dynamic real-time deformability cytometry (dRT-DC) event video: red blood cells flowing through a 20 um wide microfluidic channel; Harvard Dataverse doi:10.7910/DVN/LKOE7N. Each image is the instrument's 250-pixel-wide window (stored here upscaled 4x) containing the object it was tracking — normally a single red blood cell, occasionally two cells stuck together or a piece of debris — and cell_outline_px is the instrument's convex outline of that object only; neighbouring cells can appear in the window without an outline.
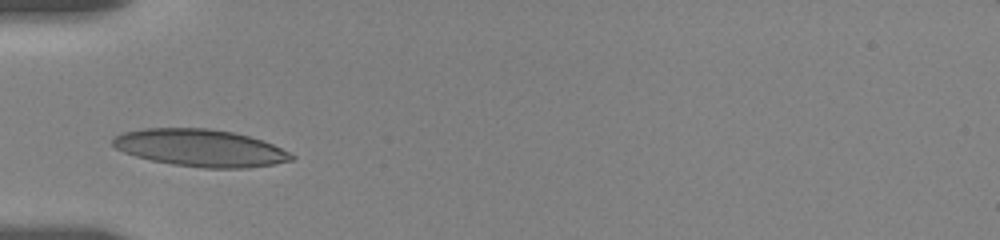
{"species": "human", "species_latin": "Homo sapiens", "temperature_condition": "room temperature", "stored_images_in_passage": 21, "camera_frame_rate_fps": 3000, "um_per_image_px": 0.085, "donor": {"sex": "female"}, "frame": {"image": 1, "passage_image": 1, "time_ms": 0.0, "image_size_px": [1000, 240], "cell_outline_px": [[296, 156], [292, 160], [272, 164], [248, 168], [204, 168], [172, 164], [152, 160], [136, 156], [124, 152], [116, 148], [112, 144], [112, 140], [120, 132], [144, 128], [208, 128], [232, 132], [248, 136], [272, 144]], "centroid_in_image_um": [16.99, 12.57], "position_along_channel_um": 68.0, "area_um2": 38.55}}
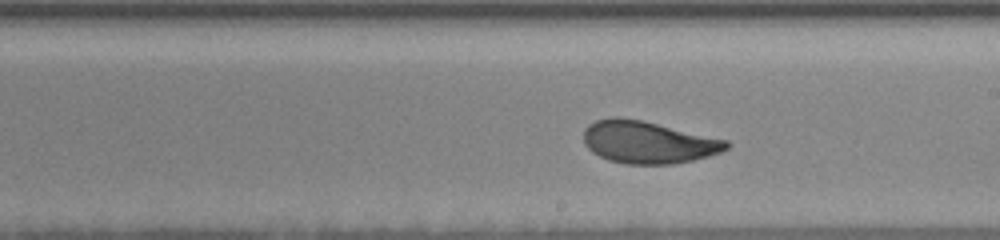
{"frame": {"image": 2, "passage_image": 12, "time_ms": 4.667, "image_size_px": [1000, 240], "cell_outline_px": [[732, 144], [728, 148], [720, 152], [708, 156], [692, 160], [672, 164], [624, 164], [608, 160], [592, 152], [584, 144], [584, 128], [588, 124], [596, 120], [612, 116], [616, 116], [644, 120], [728, 140]], "centroid_in_image_um": [55.07, 12.07], "position_along_channel_um": 233.9, "area_um2": 35.55}}
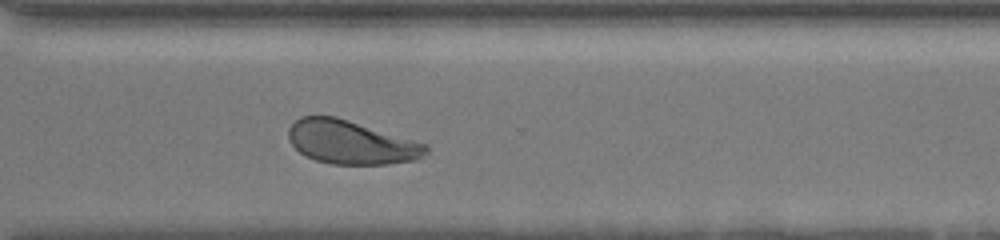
{"frame": {"image": 3, "passage_image": 21, "time_ms": 7.667, "image_size_px": [1000, 240], "cell_outline_px": [[428, 152], [424, 156], [412, 160], [388, 164], [332, 164], [316, 160], [300, 152], [288, 140], [288, 128], [300, 116], [336, 116], [428, 144]], "centroid_in_image_um": [29.84, 12.09], "position_along_channel_um": 340.8, "area_um2": 34.85}}